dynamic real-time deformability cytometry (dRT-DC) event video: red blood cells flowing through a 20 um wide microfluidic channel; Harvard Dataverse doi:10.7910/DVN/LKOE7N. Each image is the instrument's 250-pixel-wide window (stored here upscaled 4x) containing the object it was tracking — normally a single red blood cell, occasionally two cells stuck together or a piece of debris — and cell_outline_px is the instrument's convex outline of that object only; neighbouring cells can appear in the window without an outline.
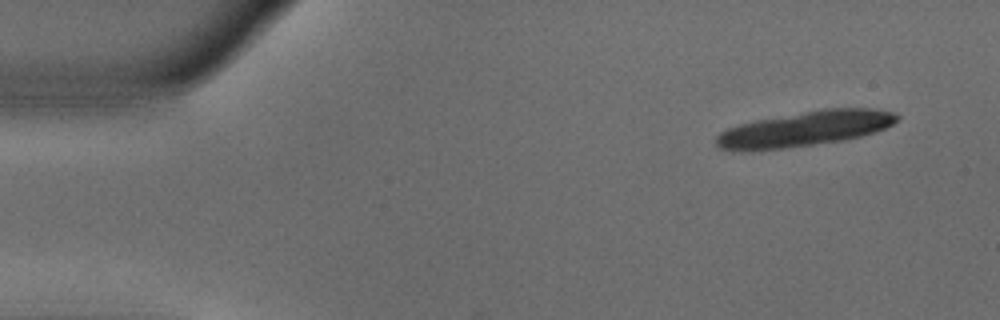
{"species": "common noctule bat (a hibernating species)", "species_latin": "Nyctalus noctula", "temperature_condition": "warm", "stored_images_in_passage": 14, "camera_frame_rate_fps": 3000, "um_per_image_px": 0.085, "animal": {"sex": "male", "body_mass_g": 18.8}, "frame": {"image": 1, "passage_image": 1, "time_ms": 0.0, "image_size_px": [1000, 320], "cell_outline_px": [[900, 116], [892, 124], [876, 132], [860, 136], [840, 140], [784, 148], [720, 148], [716, 144], [716, 136], [720, 132], [728, 128], [740, 124], [756, 120], [824, 108], [872, 108], [892, 112]], "centroid_in_image_um": [68.5, 10.9], "position_along_channel_um": 16.5, "area_um2": 35.72}}